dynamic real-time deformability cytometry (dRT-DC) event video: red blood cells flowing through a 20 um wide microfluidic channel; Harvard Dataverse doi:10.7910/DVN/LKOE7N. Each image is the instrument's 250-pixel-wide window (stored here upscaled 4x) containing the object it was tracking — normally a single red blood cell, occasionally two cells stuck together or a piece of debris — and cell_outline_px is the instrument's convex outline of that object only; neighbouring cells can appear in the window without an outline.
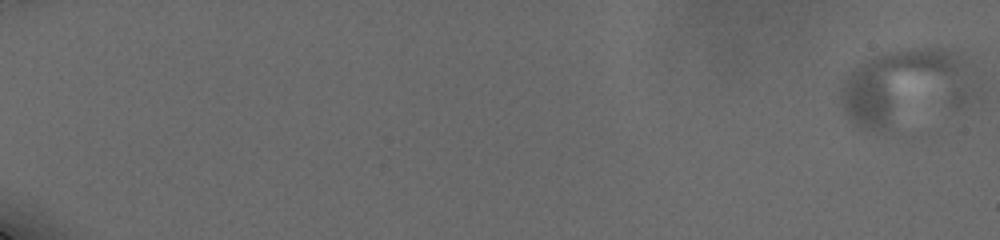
{"species": "human", "species_latin": "Homo sapiens", "temperature_condition": "cold", "stored_images_in_passage": 40, "camera_frame_rate_fps": 3000, "um_per_image_px": 0.085, "donor": {"sex": "male"}, "frame": {"image": 1, "passage_image": 1, "time_ms": 0.0, "image_size_px": [1000, 240], "cell_outline_px": [[984, 92], [980, 100], [960, 108], [892, 132], [868, 132], [856, 128], [848, 120], [840, 104], [840, 80], [856, 64], [864, 60], [884, 52], [900, 48], [936, 44], [956, 48], [972, 64], [980, 76]], "centroid_in_image_um": [77.19, 7.43], "position_along_channel_um": 7.8, "area_um2": 67.22}}
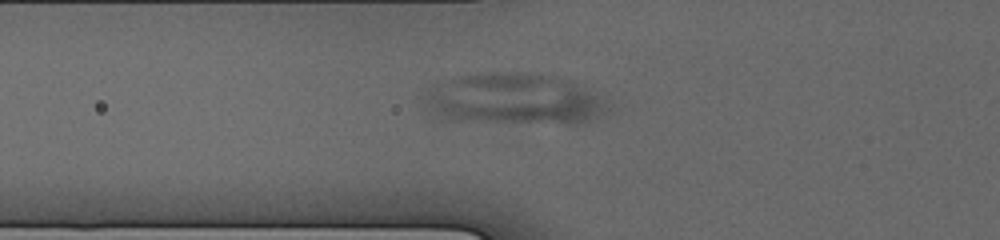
{"frame": {"image": 2, "passage_image": 36, "time_ms": 8.667, "image_size_px": [1000, 240], "cell_outline_px": [[612, 112], [592, 120], [580, 124], [564, 124], [440, 120], [428, 116], [420, 92], [432, 84], [452, 76], [492, 72], [520, 72], [552, 76], [568, 80], [600, 92], [612, 104]], "centroid_in_image_um": [43.66, 8.44], "position_along_channel_um": 82.1, "area_um2": 57.57}}
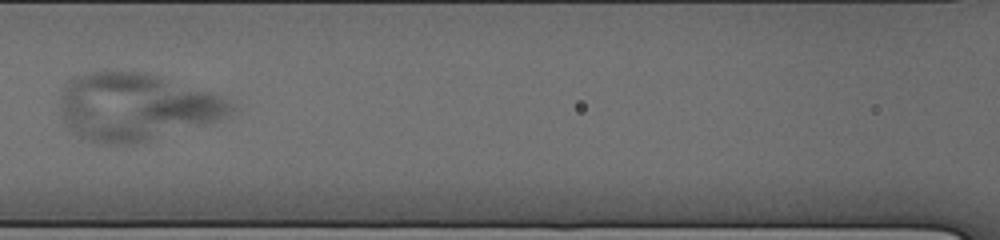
{"frame": {"image": 3, "passage_image": 39, "time_ms": 10.667, "image_size_px": [1000, 240], "cell_outline_px": [[240, 112], [204, 124], [148, 140], [128, 144], [96, 144], [72, 132], [64, 124], [60, 112], [60, 88], [64, 84], [76, 76], [88, 72], [140, 72], [156, 76], [212, 92], [224, 96]], "centroid_in_image_um": [11.53, 9.09], "position_along_channel_um": 155.1, "area_um2": 67.05}}